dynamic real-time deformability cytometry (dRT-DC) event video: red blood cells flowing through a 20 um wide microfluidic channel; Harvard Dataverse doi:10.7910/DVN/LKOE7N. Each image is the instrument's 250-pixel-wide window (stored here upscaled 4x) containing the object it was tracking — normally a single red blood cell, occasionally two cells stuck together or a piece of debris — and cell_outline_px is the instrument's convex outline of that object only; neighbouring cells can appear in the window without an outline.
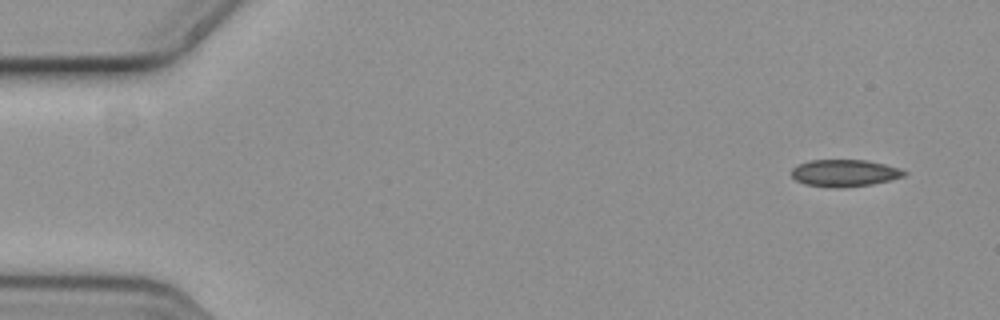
{"species": "common noctule bat (a hibernating species)", "species_latin": "Nyctalus noctula", "temperature_condition": "cold", "stored_images_in_passage": 5, "camera_frame_rate_fps": 3000, "um_per_image_px": 0.085, "animal": {"sex": "female", "body_mass_g": 19.3, "forearm_length_mm": 54.1}, "frame": {"image": 1, "passage_image": 1, "time_ms": 0.0, "image_size_px": [1000, 320], "cell_outline_px": [[908, 172], [904, 176], [872, 184], [804, 184], [796, 180], [792, 176], [792, 168], [796, 164], [808, 160], [868, 160], [900, 168]], "centroid_in_image_um": [71.79, 14.63], "position_along_channel_um": 13.2, "area_um2": 16.76}}